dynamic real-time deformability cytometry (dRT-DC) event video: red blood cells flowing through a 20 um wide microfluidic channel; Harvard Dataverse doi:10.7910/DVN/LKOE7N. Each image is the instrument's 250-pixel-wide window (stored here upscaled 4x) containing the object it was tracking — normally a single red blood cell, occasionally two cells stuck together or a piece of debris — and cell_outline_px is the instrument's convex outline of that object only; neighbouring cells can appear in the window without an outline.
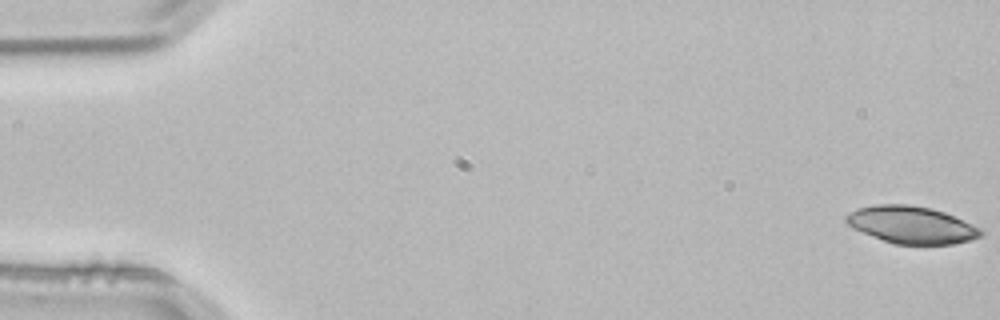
{"species": "common noctule bat (a hibernating species)", "species_latin": "Nyctalus noctula", "temperature_condition": "room temperature", "stored_images_in_passage": 4, "segment_of_instrument_passage": [2, 2], "camera_frame_rate_fps": 3000, "um_per_image_px": 0.085, "animal": {"sex": "male", "body_mass_g": 21.5, "forearm_length_mm": 52.0}, "frame": {"image": 1, "passage_image": 4, "time_ms": 1.0, "image_size_px": [1000, 320], "cell_outline_px": [[984, 236], [952, 244], [892, 244], [852, 228], [844, 220], [844, 216], [860, 208], [876, 204], [908, 204], [932, 208], [944, 212], [972, 224], [980, 228], [984, 232]], "centroid_in_image_um": [77.48, 19.11], "position_along_channel_um": 7.5, "area_um2": 29.19}}